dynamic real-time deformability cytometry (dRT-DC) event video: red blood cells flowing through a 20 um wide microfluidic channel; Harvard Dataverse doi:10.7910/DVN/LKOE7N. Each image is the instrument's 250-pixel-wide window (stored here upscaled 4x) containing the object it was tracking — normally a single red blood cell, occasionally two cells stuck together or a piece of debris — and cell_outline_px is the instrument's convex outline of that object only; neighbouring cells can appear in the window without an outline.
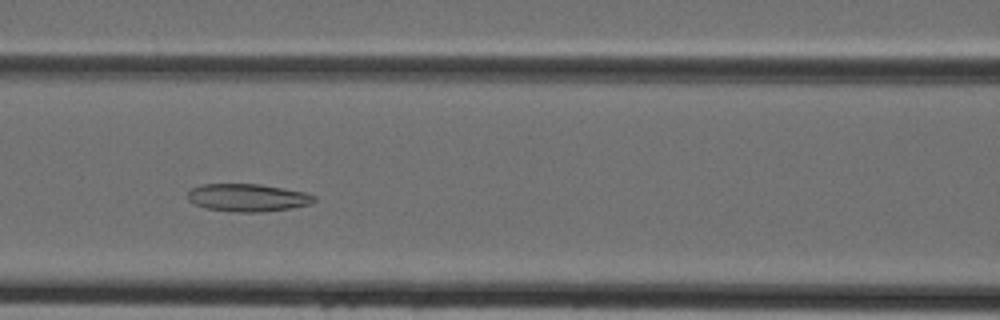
{"species": "Egyptian fruit bat (a non-hibernating species)", "species_latin": "Rousettus aegyptiacus", "temperature_condition": "cold", "stored_images_in_passage": 42, "camera_frame_rate_fps": 3000, "um_per_image_px": 0.085, "animal": {"sex": "female"}, "frame": {"image": 1, "passage_image": 17, "time_ms": 5.333, "image_size_px": [1000, 320], "cell_outline_px": [[316, 200], [312, 204], [288, 208], [260, 212], [240, 212], [208, 208], [196, 204], [188, 200], [188, 192], [192, 188], [204, 184], [260, 184], [284, 188], [304, 192], [316, 196]], "centroid_in_image_um": [21.09, 16.79], "position_along_channel_um": 145.5, "area_um2": 20.17}}
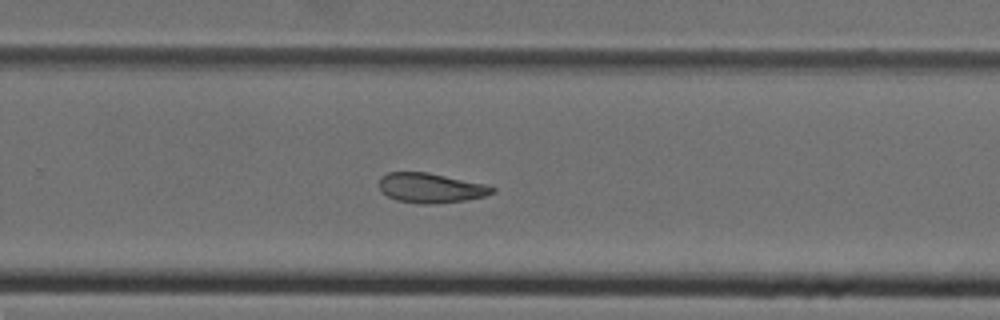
{"frame": {"image": 2, "passage_image": 27, "time_ms": 8.667, "image_size_px": [1000, 320], "cell_outline_px": [[496, 192], [484, 196], [464, 200], [428, 204], [420, 204], [396, 200], [388, 196], [380, 188], [380, 176], [388, 172], [428, 172], [484, 184], [496, 188]], "centroid_in_image_um": [36.61, 15.97], "position_along_channel_um": 293.2, "area_um2": 19.42}}
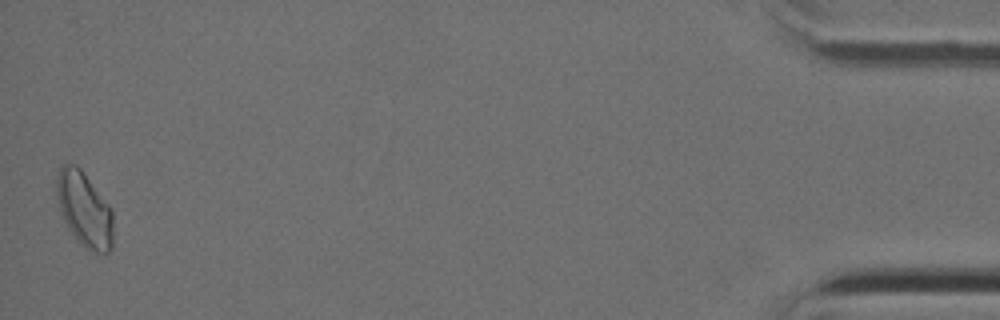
{"frame": {"image": 3, "passage_image": 42, "time_ms": 13.667, "image_size_px": [1000, 320], "cell_outline_px": [[112, 248], [108, 252], [96, 256], [88, 252], [72, 236], [60, 212], [56, 196], [56, 176], [60, 164], [76, 164], [80, 168], [112, 208]], "centroid_in_image_um": [7.15, 17.84], "position_along_channel_um": 428.0, "area_um2": 25.32}}